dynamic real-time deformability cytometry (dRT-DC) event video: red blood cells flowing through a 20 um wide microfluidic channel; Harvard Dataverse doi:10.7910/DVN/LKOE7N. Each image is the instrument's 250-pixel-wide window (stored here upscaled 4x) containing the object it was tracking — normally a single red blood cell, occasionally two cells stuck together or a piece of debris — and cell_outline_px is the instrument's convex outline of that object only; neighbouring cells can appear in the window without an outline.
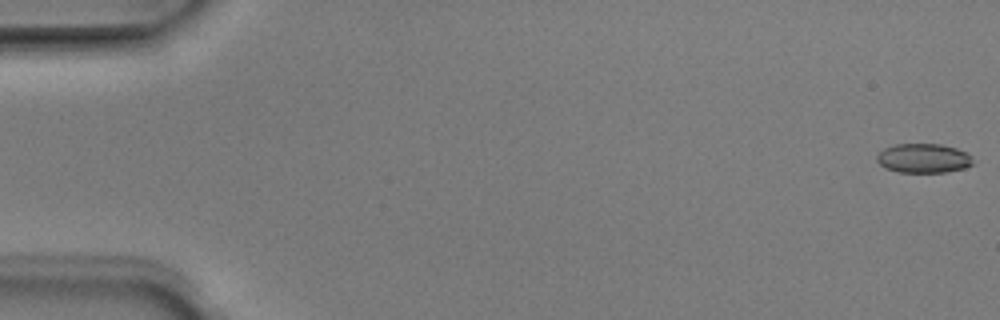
{"species": "Egyptian fruit bat (a non-hibernating species)", "species_latin": "Rousettus aegyptiacus", "temperature_condition": "room temperature", "stored_images_in_passage": 4, "camera_frame_rate_fps": 3000, "um_per_image_px": 0.085, "animal": {"sex": "male"}, "frame": {"image": 1, "passage_image": 1, "time_ms": 0.0, "image_size_px": [1000, 320], "cell_outline_px": [[972, 164], [964, 168], [944, 172], [900, 172], [884, 168], [876, 160], [876, 156], [884, 148], [896, 144], [940, 144], [956, 148], [968, 152], [972, 160]], "centroid_in_image_um": [78.48, 13.45], "position_along_channel_um": 6.5, "area_um2": 16.36}}
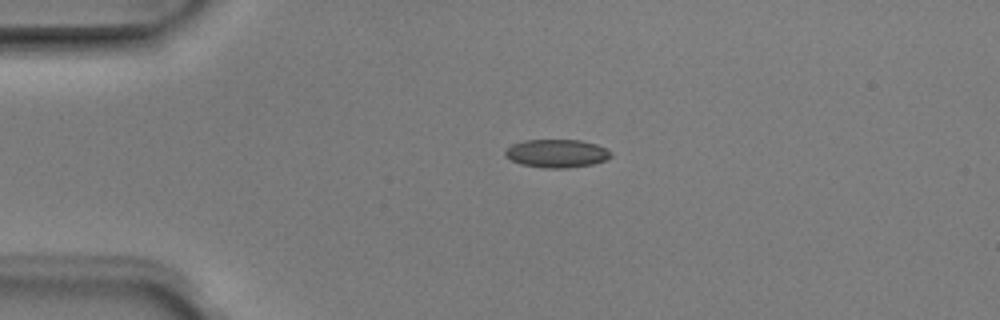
{"frame": {"image": 2, "passage_image": 3, "time_ms": 0.667, "image_size_px": [1000, 320], "cell_outline_px": [[612, 156], [604, 160], [592, 164], [568, 168], [544, 168], [520, 164], [504, 156], [504, 152], [512, 144], [524, 140], [580, 140], [596, 144], [608, 148], [612, 152]], "centroid_in_image_um": [47.33, 13.04], "position_along_channel_um": 37.7, "area_um2": 17.46}}